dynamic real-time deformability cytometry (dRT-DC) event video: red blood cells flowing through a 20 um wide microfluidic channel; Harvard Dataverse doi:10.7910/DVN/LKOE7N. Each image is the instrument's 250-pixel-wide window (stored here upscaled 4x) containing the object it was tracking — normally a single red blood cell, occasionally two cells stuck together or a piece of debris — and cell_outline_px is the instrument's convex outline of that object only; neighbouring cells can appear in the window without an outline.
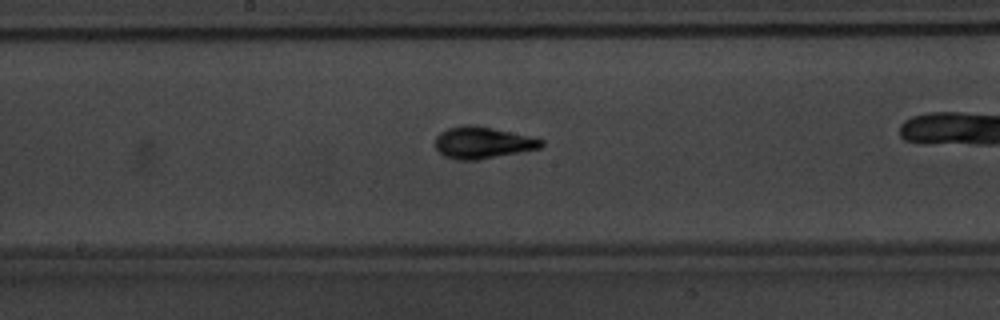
{"species": "common noctule bat (a hibernating species)", "species_latin": "Nyctalus noctula", "temperature_condition": "warm", "stored_images_in_passage": 26, "camera_frame_rate_fps": 3000, "um_per_image_px": 0.085, "animal": {"sex": "male", "body_mass_g": 20.1, "forearm_length_mm": 53.5}, "frame": {"image": 1, "passage_image": 12, "time_ms": 3.667, "image_size_px": [1000, 320], "cell_outline_px": [[544, 144], [540, 148], [476, 160], [456, 160], [444, 156], [436, 148], [436, 136], [440, 132], [448, 128], [460, 124], [472, 124], [492, 128], [528, 136], [544, 140]], "centroid_in_image_um": [40.98, 12.11], "position_along_channel_um": 207.2, "area_um2": 19.48}}
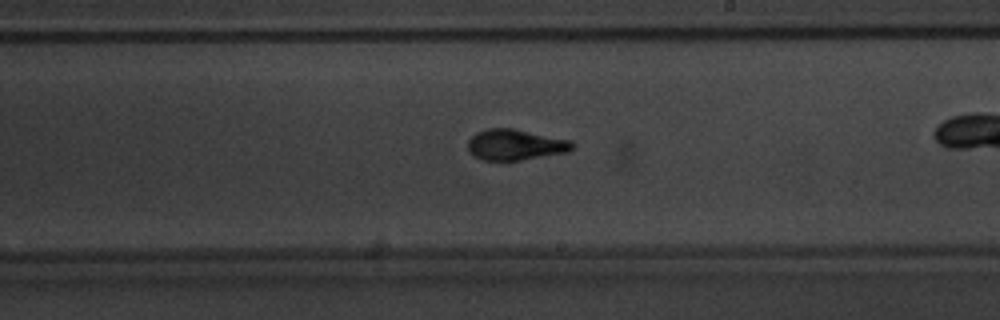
{"frame": {"image": 2, "passage_image": 15, "time_ms": 4.667, "image_size_px": [1000, 320], "cell_outline_px": [[572, 148], [568, 152], [520, 160], [484, 160], [472, 156], [468, 152], [468, 140], [476, 132], [488, 128], [512, 128], [572, 140]], "centroid_in_image_um": [43.76, 12.3], "position_along_channel_um": 245.2, "area_um2": 18.79}}